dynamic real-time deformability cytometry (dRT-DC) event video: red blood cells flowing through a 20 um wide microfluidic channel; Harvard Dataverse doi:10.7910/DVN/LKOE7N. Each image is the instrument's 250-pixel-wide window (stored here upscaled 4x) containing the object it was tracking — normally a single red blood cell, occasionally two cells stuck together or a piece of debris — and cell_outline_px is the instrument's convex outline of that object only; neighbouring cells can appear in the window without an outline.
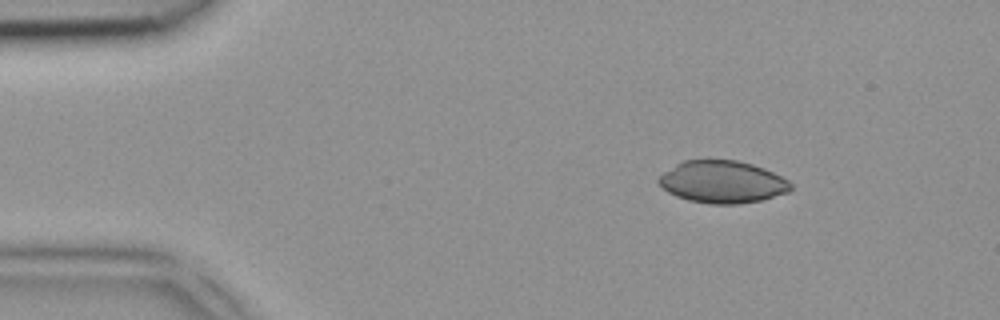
{"species": "common noctule bat (a hibernating species)", "species_latin": "Nyctalus noctula", "temperature_condition": "room temperature", "stored_images_in_passage": 4, "segment_of_instrument_passage": [1, 2], "camera_frame_rate_fps": 3000, "um_per_image_px": 0.085, "animal": {"sex": "female", "body_mass_g": 18.4}, "frame": {"image": 1, "passage_image": 1, "time_ms": 0.0, "image_size_px": [1000, 320], "cell_outline_px": [[792, 188], [788, 192], [760, 200], [736, 204], [712, 204], [688, 200], [676, 196], [668, 192], [656, 180], [664, 172], [676, 164], [684, 160], [736, 160], [752, 164], [764, 168], [788, 180], [792, 184]], "centroid_in_image_um": [61.4, 15.46], "position_along_channel_um": 23.6, "area_um2": 32.31}}